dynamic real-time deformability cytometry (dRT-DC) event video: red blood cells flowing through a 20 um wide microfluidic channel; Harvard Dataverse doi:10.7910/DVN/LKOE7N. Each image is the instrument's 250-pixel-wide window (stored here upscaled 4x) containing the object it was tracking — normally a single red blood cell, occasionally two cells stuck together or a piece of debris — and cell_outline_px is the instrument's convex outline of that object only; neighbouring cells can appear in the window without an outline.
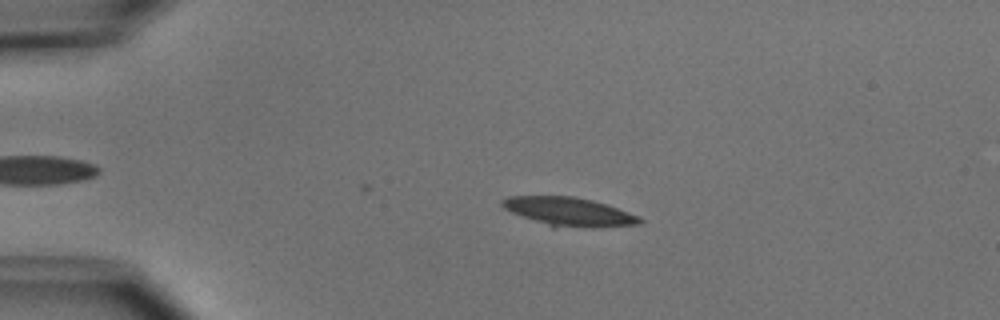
{"species": "common noctule bat (a hibernating species)", "species_latin": "Nyctalus noctula", "temperature_condition": "cold", "stored_images_in_passage": 39, "camera_frame_rate_fps": 3000, "um_per_image_px": 0.085, "animal": {"sex": "male", "body_mass_g": 15.6}, "frame": {"image": 1, "passage_image": 11, "time_ms": 3.333, "image_size_px": [1000, 320], "cell_outline_px": [[644, 220], [640, 224], [552, 228], [512, 212], [504, 208], [500, 204], [500, 200], [508, 196], [572, 196], [592, 200], [640, 216]], "centroid_in_image_um": [48.29, 17.99], "position_along_channel_um": 36.7, "area_um2": 22.66}}
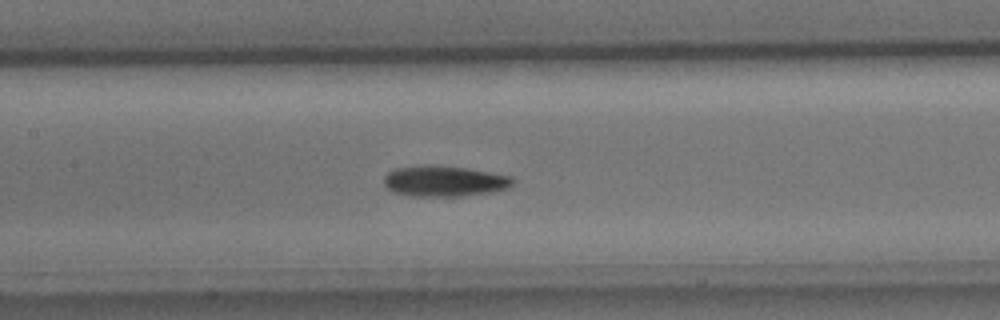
{"frame": {"image": 2, "passage_image": 25, "time_ms": 8.0, "image_size_px": [1000, 320], "cell_outline_px": [[516, 180], [508, 188], [492, 192], [460, 196], [412, 196], [392, 192], [384, 184], [384, 176], [388, 172], [396, 168], [424, 164], [432, 164], [468, 168], [512, 176]], "centroid_in_image_um": [37.77, 15.38], "position_along_channel_um": 169.6, "area_um2": 23.41}}
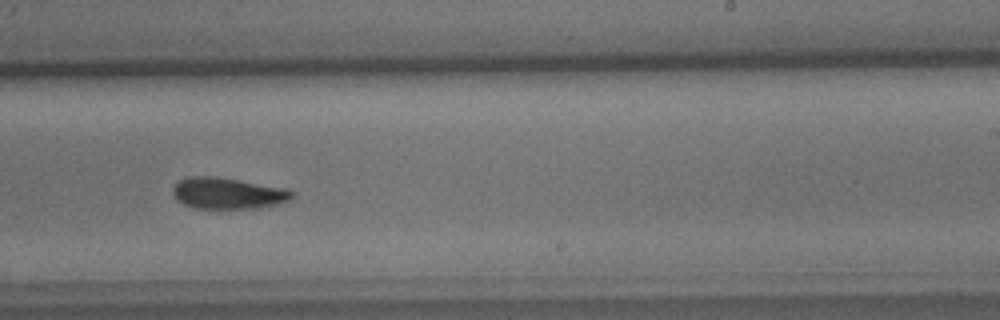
{"frame": {"image": 3, "passage_image": 33, "time_ms": 10.667, "image_size_px": [1000, 320], "cell_outline_px": [[292, 200], [280, 204], [256, 208], [192, 208], [176, 200], [172, 192], [172, 188], [180, 180], [188, 176], [216, 176], [284, 188], [292, 192]], "centroid_in_image_um": [19.33, 16.43], "position_along_channel_um": 269.7, "area_um2": 21.73}, "authors_computed_cell_mechanics": {"area_um2": 22.7154, "velocity_mm_per_s": 3.7626, "shape_relaxation_time_tau1_ms": 3.8466, "shape_relaxation_time_tau2_ms": null, "deformation_change_tau1": 0.1163, "deformation_change_tau2": null}}